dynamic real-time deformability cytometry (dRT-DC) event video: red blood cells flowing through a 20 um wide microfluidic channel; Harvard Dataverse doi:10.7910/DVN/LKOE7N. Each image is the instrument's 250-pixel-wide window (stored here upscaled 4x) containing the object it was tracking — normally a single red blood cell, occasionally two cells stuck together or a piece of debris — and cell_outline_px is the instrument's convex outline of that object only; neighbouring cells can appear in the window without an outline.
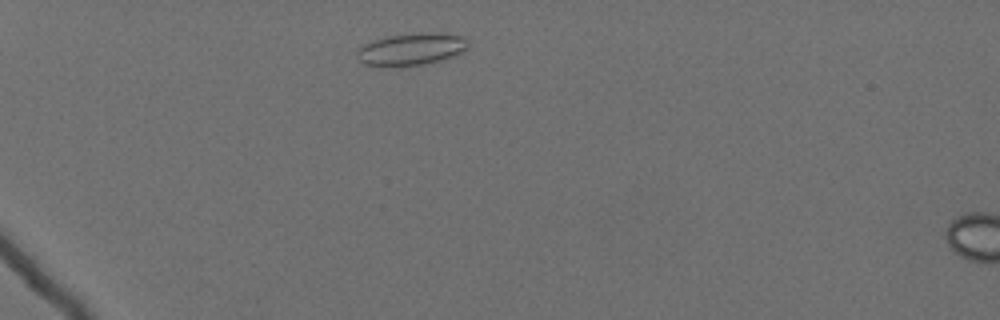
{"species": "Egyptian fruit bat (a non-hibernating species)", "species_latin": "Rousettus aegyptiacus", "temperature_condition": "cold", "stored_images_in_passage": 9, "camera_frame_rate_fps": 3000, "um_per_image_px": 0.085, "animal": {"sex": "female"}, "frame": {"image": 1, "passage_image": 6, "time_ms": 1.667, "image_size_px": [1000, 320], "cell_outline_px": [[468, 44], [460, 52], [452, 56], [424, 64], [392, 68], [380, 68], [364, 64], [360, 60], [356, 52], [364, 44], [388, 36], [420, 32], [428, 32], [464, 36], [468, 40]], "centroid_in_image_um": [34.91, 4.2], "position_along_channel_um": 50.1, "area_um2": 20.87}}